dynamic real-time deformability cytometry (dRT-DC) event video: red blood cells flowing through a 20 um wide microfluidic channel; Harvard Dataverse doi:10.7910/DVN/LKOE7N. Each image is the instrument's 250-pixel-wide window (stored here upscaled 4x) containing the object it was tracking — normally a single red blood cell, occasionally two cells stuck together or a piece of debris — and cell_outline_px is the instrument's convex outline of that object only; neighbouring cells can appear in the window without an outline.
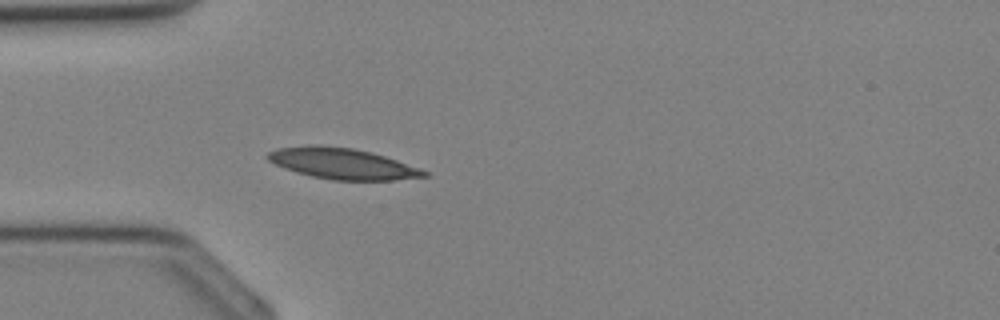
{"species": "Egyptian fruit bat (a non-hibernating species)", "species_latin": "Rousettus aegyptiacus", "temperature_condition": "cold", "stored_images_in_passage": 27, "camera_frame_rate_fps": 3000, "um_per_image_px": 0.085, "animal": {"sex": "female"}, "frame": {"image": 1, "passage_image": 2, "time_ms": 0.333, "image_size_px": [1000, 320], "cell_outline_px": [[428, 176], [392, 180], [332, 180], [312, 176], [296, 172], [284, 168], [268, 160], [264, 156], [268, 152], [276, 148], [312, 144], [352, 148], [372, 152], [420, 168], [428, 172]], "centroid_in_image_um": [29.06, 13.9], "position_along_channel_um": 55.9, "area_um2": 28.15}}
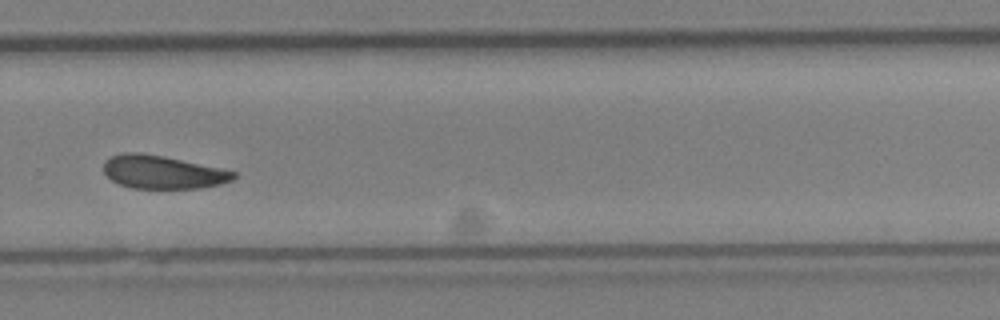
{"frame": {"image": 2, "passage_image": 16, "time_ms": 5.0, "image_size_px": [1000, 320], "cell_outline_px": [[236, 176], [232, 180], [220, 184], [196, 188], [132, 188], [120, 184], [112, 180], [104, 172], [104, 160], [112, 156], [124, 152], [140, 152], [164, 156], [220, 168], [236, 172]], "centroid_in_image_um": [13.8, 14.62], "position_along_channel_um": 316.0, "area_um2": 24.97}}
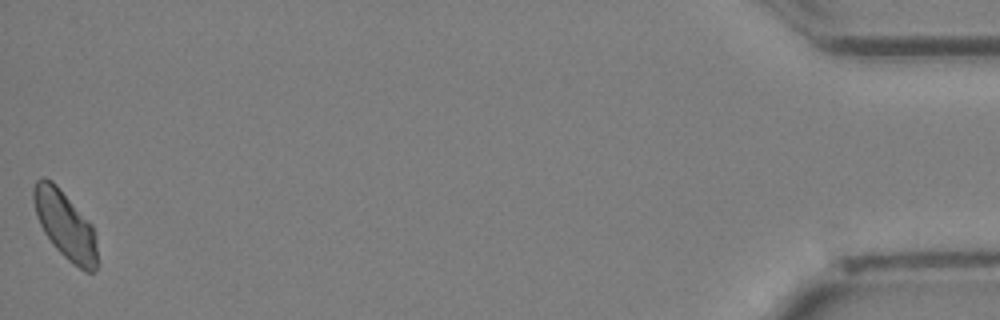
{"frame": {"image": 3, "passage_image": 27, "time_ms": 8.667, "image_size_px": [1000, 320], "cell_outline_px": [[96, 268], [92, 272], [84, 272], [72, 264], [52, 244], [44, 232], [36, 216], [32, 200], [32, 188], [36, 180], [44, 176], [52, 180], [56, 184], [92, 224], [96, 236]], "centroid_in_image_um": [5.51, 19.1], "position_along_channel_um": 429.7, "area_um2": 25.32}}